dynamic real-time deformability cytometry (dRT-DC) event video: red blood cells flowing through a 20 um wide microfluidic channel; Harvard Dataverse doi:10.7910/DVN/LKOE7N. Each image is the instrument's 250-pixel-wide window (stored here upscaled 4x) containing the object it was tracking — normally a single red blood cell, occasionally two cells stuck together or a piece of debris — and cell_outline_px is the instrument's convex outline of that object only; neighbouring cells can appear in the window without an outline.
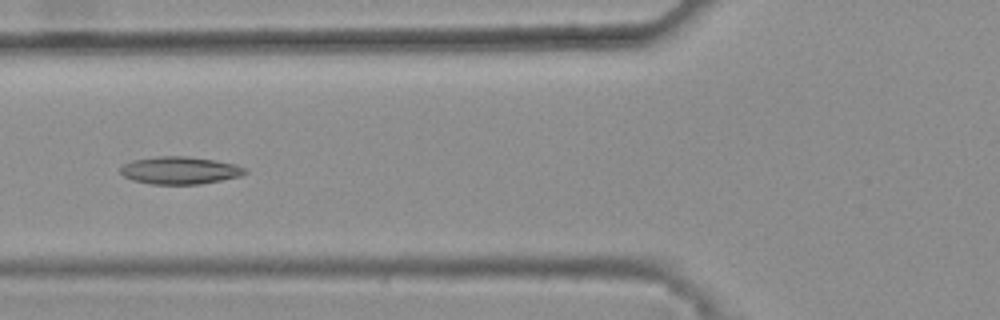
{"species": "common noctule bat (a hibernating species)", "species_latin": "Nyctalus noctula", "temperature_condition": "warm", "stored_images_in_passage": 44, "camera_frame_rate_fps": 3000, "um_per_image_px": 0.085, "animal": {"sex": "female", "body_mass_g": 25.1}, "frame": {"image": 1, "passage_image": 19, "time_ms": 6.0, "image_size_px": [1000, 320], "cell_outline_px": [[248, 172], [240, 176], [200, 184], [148, 184], [132, 180], [124, 176], [120, 172], [120, 168], [124, 164], [132, 160], [156, 156], [188, 156], [216, 160], [236, 164], [248, 168]], "centroid_in_image_um": [15.3, 14.47], "position_along_channel_um": 110.5, "area_um2": 20.17}}
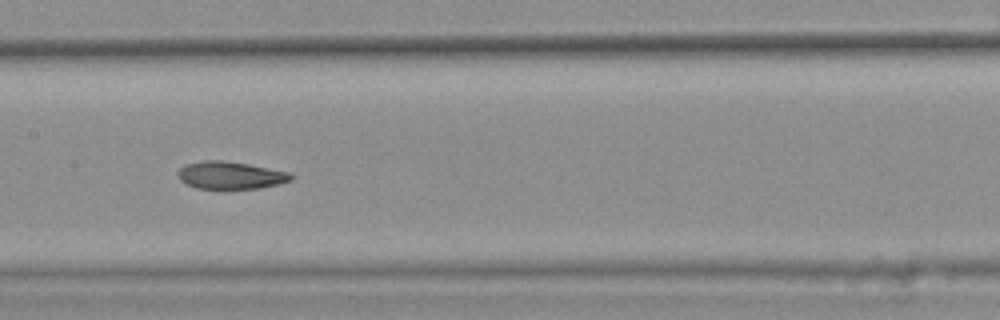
{"frame": {"image": 2, "passage_image": 25, "time_ms": 8.0, "image_size_px": [1000, 320], "cell_outline_px": [[292, 180], [280, 184], [260, 188], [196, 188], [184, 184], [176, 176], [176, 172], [184, 164], [204, 160], [224, 160], [248, 164], [288, 172], [292, 176]], "centroid_in_image_um": [19.52, 14.89], "position_along_channel_um": 187.9, "area_um2": 18.21}}
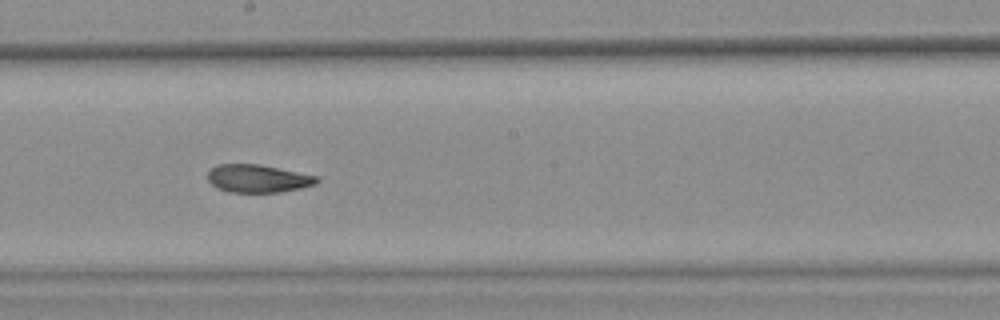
{"frame": {"image": 3, "passage_image": 28, "time_ms": 9.0, "image_size_px": [1000, 320], "cell_outline_px": [[320, 180], [316, 184], [300, 188], [280, 192], [228, 192], [216, 188], [208, 180], [208, 172], [216, 164], [260, 164], [316, 176]], "centroid_in_image_um": [21.89, 15.17], "position_along_channel_um": 226.3, "area_um2": 17.69}, "authors_computed_cell_mechanics": {"area_um2": 19.0451, "velocity_mm_per_s": 3.8632, "shape_relaxation_time_tau1_ms": null, "shape_relaxation_time_tau2_ms": 2.5156, "deformation_change_tau1": null, "deformation_change_tau2": 0.0894}}